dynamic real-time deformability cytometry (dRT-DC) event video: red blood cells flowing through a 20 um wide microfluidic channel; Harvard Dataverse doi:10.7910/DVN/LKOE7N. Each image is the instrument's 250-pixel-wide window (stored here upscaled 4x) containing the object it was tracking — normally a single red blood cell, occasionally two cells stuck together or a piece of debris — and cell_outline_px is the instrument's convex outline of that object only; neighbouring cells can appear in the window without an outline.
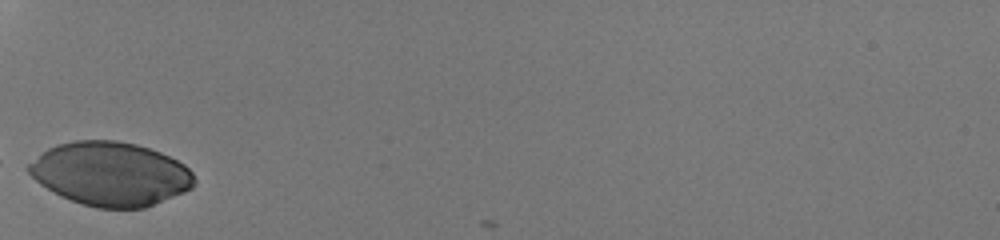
{"species": "human", "species_latin": "Homo sapiens", "temperature_condition": "room temperature", "stored_images_in_passage": 24, "camera_frame_rate_fps": 3000, "um_per_image_px": 0.085, "donor": {"sex": "male"}, "frame": {"image": 1, "passage_image": 1, "time_ms": 0.0, "image_size_px": [1000, 240], "cell_outline_px": [[196, 184], [192, 188], [184, 192], [144, 208], [96, 208], [80, 204], [60, 196], [40, 184], [28, 172], [28, 164], [48, 148], [56, 144], [76, 140], [116, 140], [136, 144], [160, 152], [184, 164], [192, 172], [196, 180]], "centroid_in_image_um": [9.4, 14.78], "position_along_channel_um": 75.6, "area_um2": 61.56}}
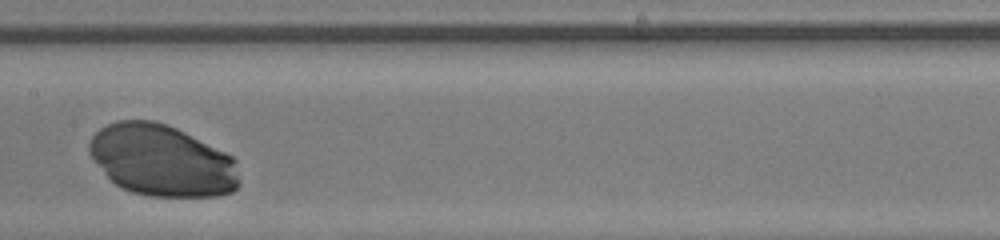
{"frame": {"image": 2, "passage_image": 10, "time_ms": 3.0, "image_size_px": [1000, 240], "cell_outline_px": [[240, 184], [232, 192], [216, 196], [148, 196], [132, 192], [120, 188], [104, 172], [88, 152], [88, 144], [92, 136], [100, 128], [116, 120], [156, 120], [168, 124], [232, 156], [236, 160], [240, 180]], "centroid_in_image_um": [13.76, 13.64], "position_along_channel_um": 193.6, "area_um2": 62.54}}
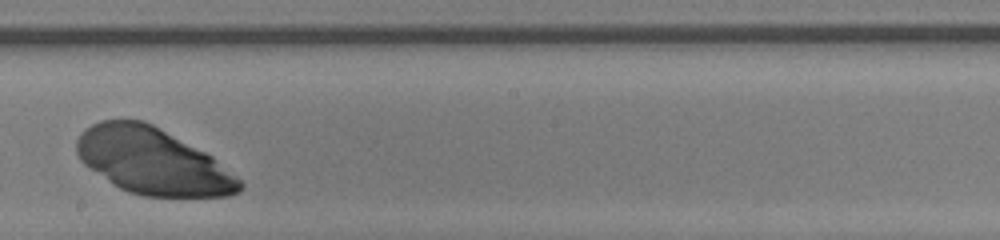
{"frame": {"image": 3, "passage_image": 13, "time_ms": 4.0, "image_size_px": [1000, 240], "cell_outline_px": [[244, 184], [240, 192], [228, 196], [144, 196], [128, 192], [120, 188], [84, 164], [80, 160], [76, 152], [76, 140], [80, 132], [84, 128], [100, 120], [144, 120], [152, 124], [212, 156], [236, 176]], "centroid_in_image_um": [12.94, 13.7], "position_along_channel_um": 235.3, "area_um2": 62.48}}